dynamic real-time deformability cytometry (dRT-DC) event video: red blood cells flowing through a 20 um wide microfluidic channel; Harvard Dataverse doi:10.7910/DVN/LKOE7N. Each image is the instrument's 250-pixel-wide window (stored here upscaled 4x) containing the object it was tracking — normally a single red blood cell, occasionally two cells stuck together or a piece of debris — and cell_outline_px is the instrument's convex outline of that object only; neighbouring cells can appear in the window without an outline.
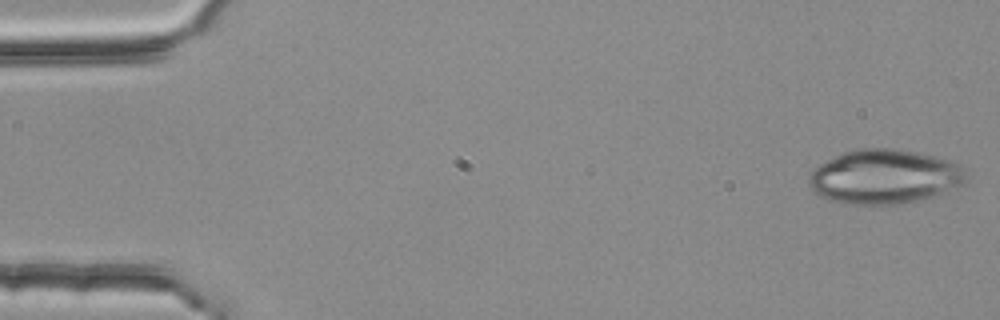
{"species": "common noctule bat (a hibernating species)", "species_latin": "Nyctalus noctula", "temperature_condition": "room temperature", "stored_images_in_passage": 54, "camera_frame_rate_fps": 3000, "um_per_image_px": 0.085, "animal": {"sex": "female", "body_mass_g": 25.1}, "frame": {"image": 1, "passage_image": 1, "time_ms": 0.0, "image_size_px": [1000, 320], "cell_outline_px": [[968, 180], [964, 184], [936, 196], [896, 204], [844, 204], [828, 200], [820, 196], [808, 184], [808, 176], [812, 168], [844, 152], [856, 148], [896, 148], [916, 152], [948, 160], [956, 164], [968, 172]], "centroid_in_image_um": [75.17, 15.02], "position_along_channel_um": 9.8, "area_um2": 50.0}}
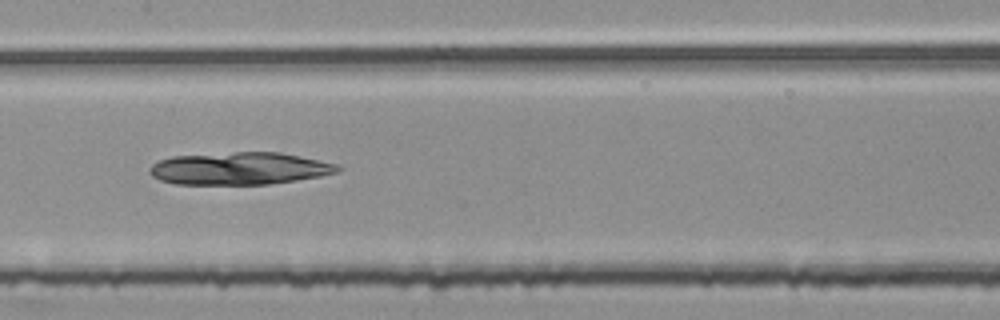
{"frame": {"image": 2, "passage_image": 26, "time_ms": 8.333, "image_size_px": [1000, 320], "cell_outline_px": [[344, 168], [336, 172], [320, 176], [296, 180], [268, 184], [176, 184], [160, 180], [152, 176], [148, 172], [152, 164], [160, 160], [172, 156], [236, 152], [280, 152], [300, 156], [336, 164]], "centroid_in_image_um": [20.35, 14.32], "position_along_channel_um": 187.1, "area_um2": 35.37}}
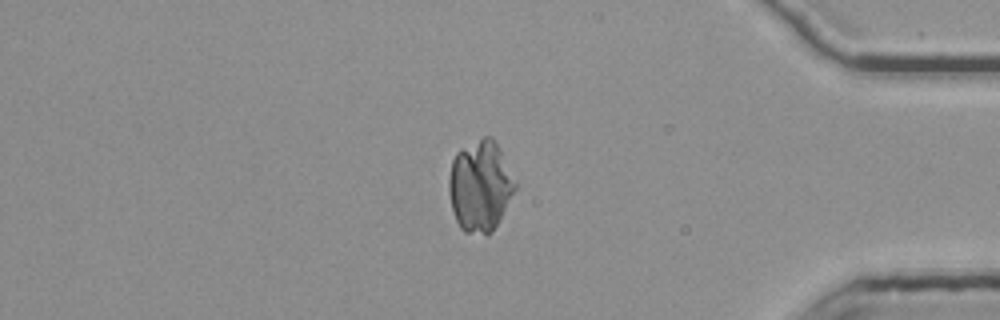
{"frame": {"image": 3, "passage_image": 45, "time_ms": 14.667, "image_size_px": [1000, 320], "cell_outline_px": [[516, 188], [492, 232], [488, 236], [464, 232], [460, 228], [456, 220], [452, 208], [448, 192], [448, 180], [452, 160], [456, 152], [484, 136], [492, 136], [496, 140], [516, 184]], "centroid_in_image_um": [40.79, 15.82], "position_along_channel_um": 394.4, "area_um2": 35.03}}